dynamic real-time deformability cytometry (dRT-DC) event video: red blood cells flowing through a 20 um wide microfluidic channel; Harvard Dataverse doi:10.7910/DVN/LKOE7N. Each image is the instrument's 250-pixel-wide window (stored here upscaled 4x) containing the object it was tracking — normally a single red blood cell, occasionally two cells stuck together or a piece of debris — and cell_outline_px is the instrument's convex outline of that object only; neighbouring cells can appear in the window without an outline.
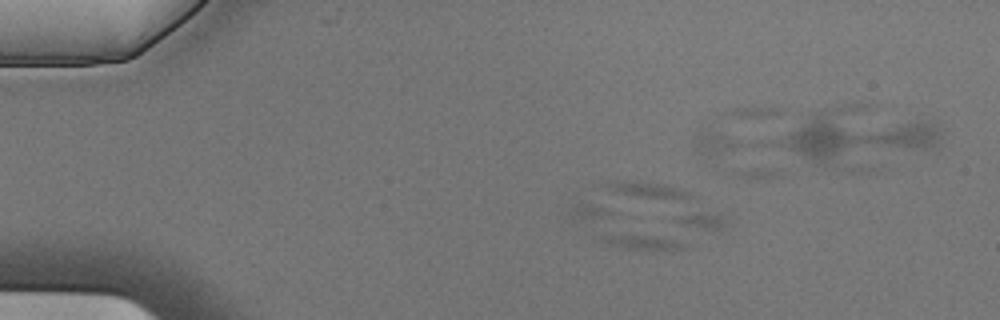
{"species": "Egyptian fruit bat (a non-hibernating species)", "species_latin": "Rousettus aegyptiacus", "temperature_condition": "cold", "stored_images_in_passage": 8, "camera_frame_rate_fps": 3000, "um_per_image_px": 0.085, "animal": {"sex": "male"}, "frame": {"image": 1, "passage_image": 4, "time_ms": 1.0, "image_size_px": [1000, 320], "cell_outline_px": [[732, 212], [724, 228], [680, 248], [652, 252], [624, 248], [604, 244], [596, 240], [604, 236], [616, 232], [672, 216], [688, 212]], "centroid_in_image_um": [56.84, 19.71], "position_along_channel_um": 28.2, "area_um2": 22.25}}